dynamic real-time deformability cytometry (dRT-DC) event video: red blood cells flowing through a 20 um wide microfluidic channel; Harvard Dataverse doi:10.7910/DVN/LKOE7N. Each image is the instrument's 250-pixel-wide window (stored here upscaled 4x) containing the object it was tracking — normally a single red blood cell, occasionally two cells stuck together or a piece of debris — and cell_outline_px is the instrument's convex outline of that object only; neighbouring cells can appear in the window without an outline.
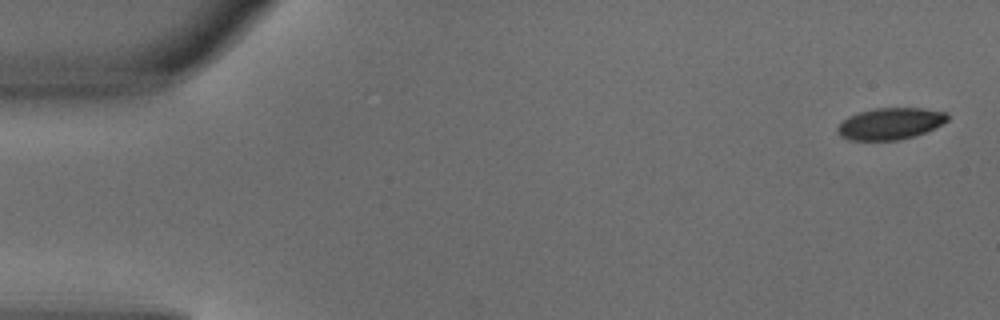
{"species": "common noctule bat (a hibernating species)", "species_latin": "Nyctalus noctula", "temperature_condition": "warm", "stored_images_in_passage": 4, "camera_frame_rate_fps": 3000, "um_per_image_px": 0.085, "animal": {"sex": "male", "body_mass_g": 18.8}, "frame": {"image": 1, "passage_image": 1, "time_ms": 0.0, "image_size_px": [1000, 320], "cell_outline_px": [[948, 120], [924, 132], [900, 140], [848, 140], [840, 136], [836, 132], [836, 128], [848, 116], [856, 112], [872, 108], [920, 108], [948, 112]], "centroid_in_image_um": [75.62, 10.5], "position_along_channel_um": 9.4, "area_um2": 20.29}}
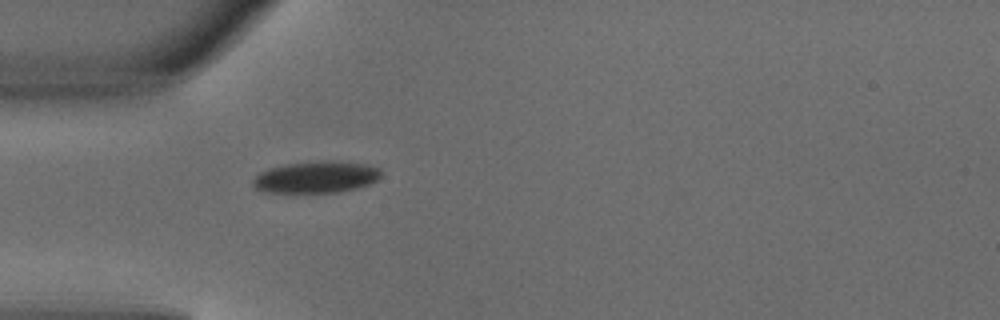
{"frame": {"image": 2, "passage_image": 4, "time_ms": 1.0, "image_size_px": [1000, 320], "cell_outline_px": [[380, 176], [376, 180], [368, 184], [356, 188], [340, 192], [268, 192], [256, 188], [252, 184], [252, 180], [260, 172], [268, 168], [284, 164], [324, 160], [336, 160], [368, 164], [380, 168]], "centroid_in_image_um": [26.88, 15.03], "position_along_channel_um": 58.1, "area_um2": 23.76}}